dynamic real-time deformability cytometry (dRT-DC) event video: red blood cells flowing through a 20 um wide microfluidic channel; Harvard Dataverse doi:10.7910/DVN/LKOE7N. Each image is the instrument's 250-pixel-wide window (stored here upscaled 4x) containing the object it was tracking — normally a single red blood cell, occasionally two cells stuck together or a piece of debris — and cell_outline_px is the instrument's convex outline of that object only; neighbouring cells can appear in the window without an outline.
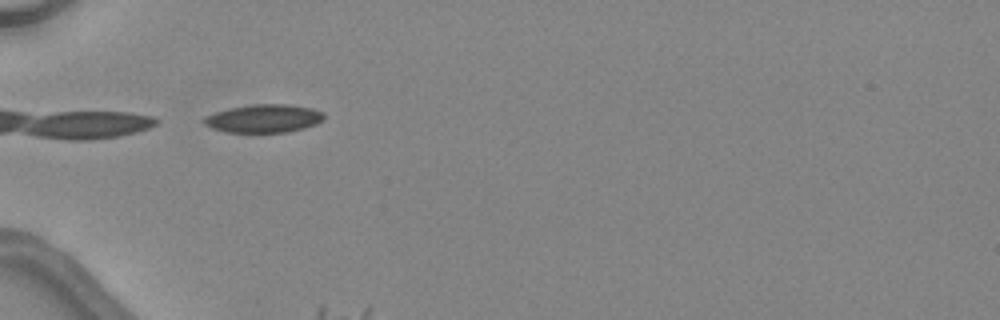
{"species": "common noctule bat (a hibernating species)", "species_latin": "Nyctalus noctula", "temperature_condition": "warm", "stored_images_in_passage": 7, "camera_frame_rate_fps": 3000, "um_per_image_px": 0.085, "animal": {"sex": "female", "body_mass_g": 24.6, "forearm_length_mm": 56.2}, "frame": {"image": 1, "passage_image": 5, "time_ms": 4.667, "image_size_px": [1000, 320], "cell_outline_px": [[324, 116], [316, 124], [304, 128], [288, 132], [228, 132], [212, 128], [204, 124], [200, 120], [204, 116], [228, 108], [252, 104], [288, 104], [312, 108], [324, 112]], "centroid_in_image_um": [22.39, 10.06], "position_along_channel_um": 62.6, "area_um2": 19.77}}